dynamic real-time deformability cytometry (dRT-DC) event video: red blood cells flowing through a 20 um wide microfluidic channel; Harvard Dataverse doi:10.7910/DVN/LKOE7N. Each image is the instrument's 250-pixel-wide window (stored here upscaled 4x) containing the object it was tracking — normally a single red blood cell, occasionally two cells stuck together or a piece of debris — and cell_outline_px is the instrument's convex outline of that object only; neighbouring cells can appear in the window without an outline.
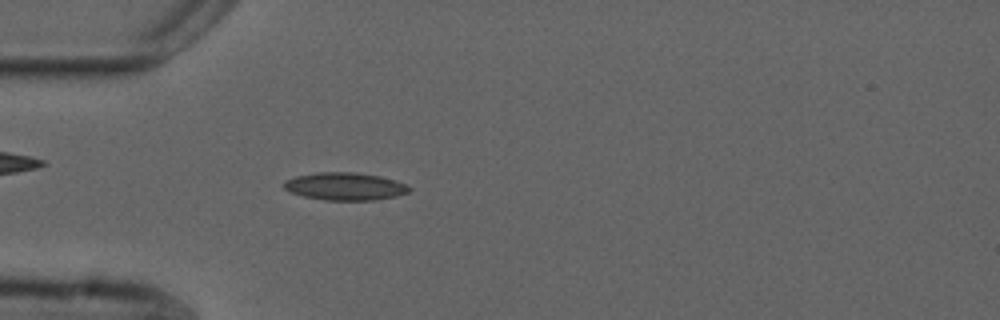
{"species": "common noctule bat (a hibernating species)", "species_latin": "Nyctalus noctula", "temperature_condition": "cold", "stored_images_in_passage": 54, "camera_frame_rate_fps": 3000, "um_per_image_px": 0.085, "animal": {"sex": "male", "forearm_length_mm": 52.5}, "frame": {"image": 1, "passage_image": 15, "time_ms": 4.667, "image_size_px": [1000, 320], "cell_outline_px": [[412, 188], [408, 192], [396, 196], [376, 200], [324, 200], [304, 196], [288, 192], [284, 188], [284, 180], [296, 176], [320, 172], [356, 172], [380, 176], [396, 180], [408, 184]], "centroid_in_image_um": [29.35, 15.84], "position_along_channel_um": 55.7, "area_um2": 20.35}}
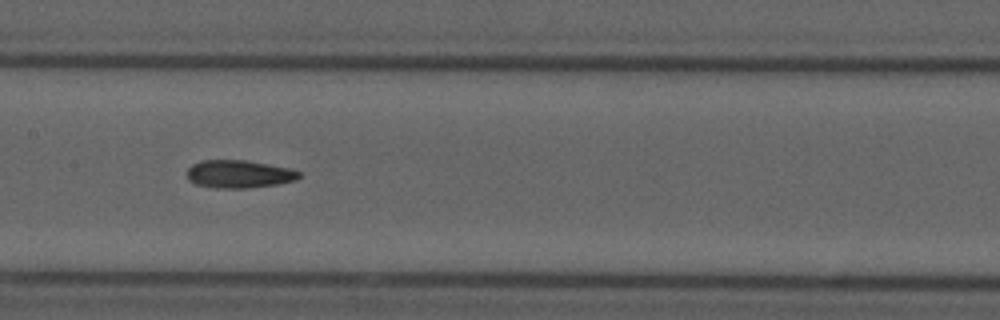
{"frame": {"image": 2, "passage_image": 26, "time_ms": 8.333, "image_size_px": [1000, 320], "cell_outline_px": [[300, 176], [296, 180], [280, 184], [248, 188], [216, 188], [196, 184], [188, 180], [188, 168], [192, 164], [204, 160], [244, 160], [288, 168], [300, 172]], "centroid_in_image_um": [20.31, 14.8], "position_along_channel_um": 187.1, "area_um2": 18.09}}
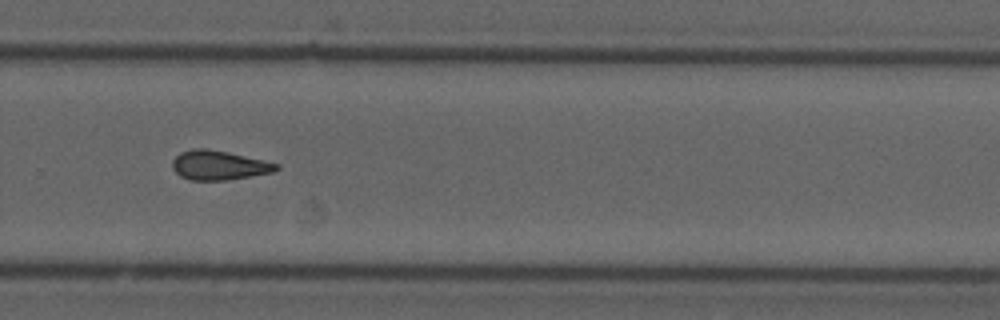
{"frame": {"image": 3, "passage_image": 36, "time_ms": 11.667, "image_size_px": [1000, 320], "cell_outline_px": [[280, 168], [272, 172], [224, 180], [192, 180], [180, 176], [172, 168], [172, 160], [180, 152], [196, 148], [208, 148], [228, 152], [264, 160], [280, 164]], "centroid_in_image_um": [18.59, 14.03], "position_along_channel_um": 311.2, "area_um2": 17.69}, "authors_computed_cell_mechanics": {"area_um2": 17.9758, "velocity_mm_per_s": 3.7417, "shape_relaxation_time_tau1_ms": null, "shape_relaxation_time_tau2_ms": 4.2181, "deformation_change_tau1": null, "deformation_change_tau2": 0.1186}}